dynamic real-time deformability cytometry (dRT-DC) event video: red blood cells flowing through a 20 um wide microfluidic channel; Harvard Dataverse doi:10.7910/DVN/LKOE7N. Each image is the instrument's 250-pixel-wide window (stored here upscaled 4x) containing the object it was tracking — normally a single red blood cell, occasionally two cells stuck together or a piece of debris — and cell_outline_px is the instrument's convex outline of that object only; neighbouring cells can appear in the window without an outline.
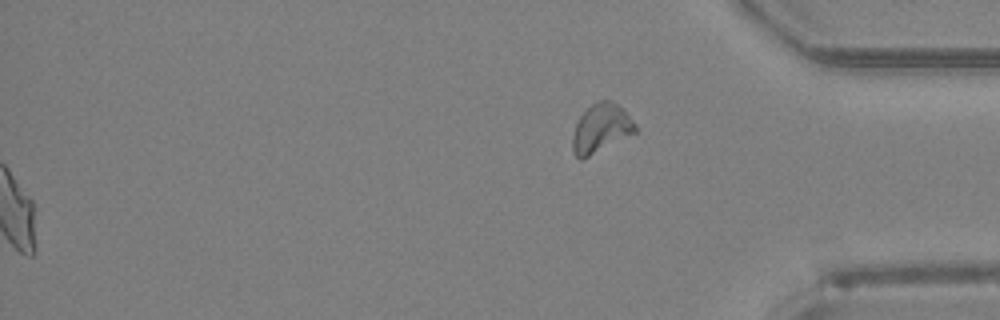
{"species": "Egyptian fruit bat (a non-hibernating species)", "species_latin": "Rousettus aegyptiacus", "temperature_condition": "room temperature", "stored_images_in_passage": 48, "segment_of_instrument_passage": [2, 2], "camera_frame_rate_fps": 3000, "um_per_image_px": 0.085, "animal": {"sex": "female"}, "frame": {"image": 1, "passage_image": 48, "time_ms": 15.667, "image_size_px": [1000, 320], "cell_outline_px": [[636, 132], [580, 160], [572, 152], [572, 136], [576, 124], [580, 116], [592, 104], [600, 100], [612, 100], [624, 108], [636, 124]], "centroid_in_image_um": [51.09, 10.88], "position_along_channel_um": 384.1, "area_um2": 17.69}}